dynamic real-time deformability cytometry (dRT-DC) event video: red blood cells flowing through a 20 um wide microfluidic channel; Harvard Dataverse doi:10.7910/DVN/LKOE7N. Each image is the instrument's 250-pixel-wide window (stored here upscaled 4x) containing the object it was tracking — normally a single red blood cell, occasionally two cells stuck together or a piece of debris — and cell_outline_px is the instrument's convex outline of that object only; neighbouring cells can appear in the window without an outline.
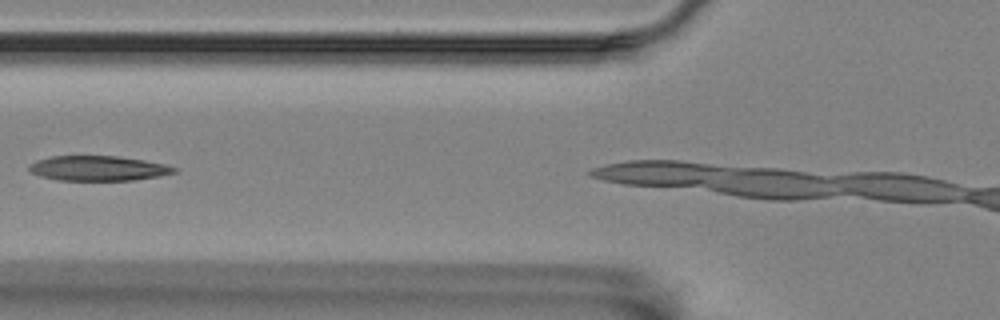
{"species": "Egyptian fruit bat (a non-hibernating species)", "species_latin": "Rousettus aegyptiacus", "temperature_condition": "room temperature", "stored_images_in_passage": 3, "camera_frame_rate_fps": 3000, "um_per_image_px": 0.085, "animal": {"sex": "female"}, "frame": {"image": 1, "passage_image": 2, "time_ms": 0.333, "image_size_px": [1000, 320], "cell_outline_px": [[180, 168], [176, 172], [160, 176], [136, 180], [56, 180], [40, 176], [32, 172], [28, 168], [36, 160], [52, 156], [116, 156], [144, 160], [164, 164]], "centroid_in_image_um": [8.39, 14.31], "position_along_channel_um": 117.4, "area_um2": 21.04}}